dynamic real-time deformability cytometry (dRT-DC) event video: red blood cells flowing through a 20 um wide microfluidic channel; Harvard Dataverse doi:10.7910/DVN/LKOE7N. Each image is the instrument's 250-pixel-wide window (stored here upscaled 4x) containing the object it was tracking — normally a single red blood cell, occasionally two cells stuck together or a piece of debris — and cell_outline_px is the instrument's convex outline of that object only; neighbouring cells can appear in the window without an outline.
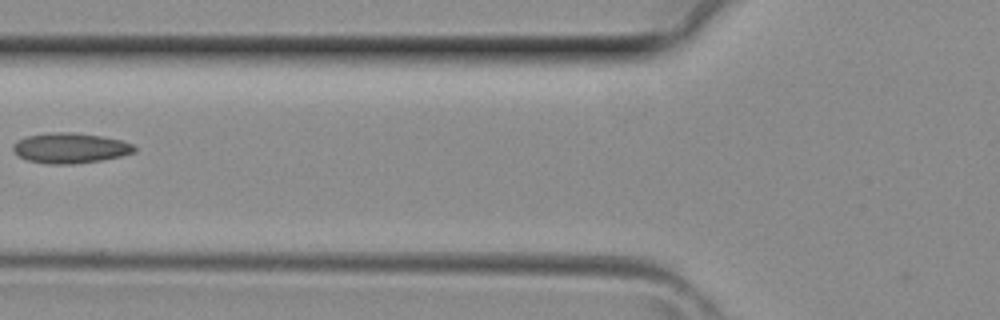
{"species": "common noctule bat (a hibernating species)", "species_latin": "Nyctalus noctula", "temperature_condition": "room temperature", "stored_images_in_passage": 3, "camera_frame_rate_fps": 3000, "um_per_image_px": 0.085, "animal": {"sex": "female", "body_mass_g": 29.2, "forearm_length_mm": 56.3}, "frame": {"image": 1, "passage_image": 3, "time_ms": 0.667, "image_size_px": [1000, 320], "cell_outline_px": [[136, 152], [120, 156], [100, 160], [76, 164], [44, 164], [28, 160], [20, 156], [12, 148], [12, 144], [16, 140], [28, 136], [52, 132], [72, 132], [100, 136], [120, 140], [132, 144], [136, 148]], "centroid_in_image_um": [5.95, 12.59], "position_along_channel_um": 119.8, "area_um2": 21.33}}